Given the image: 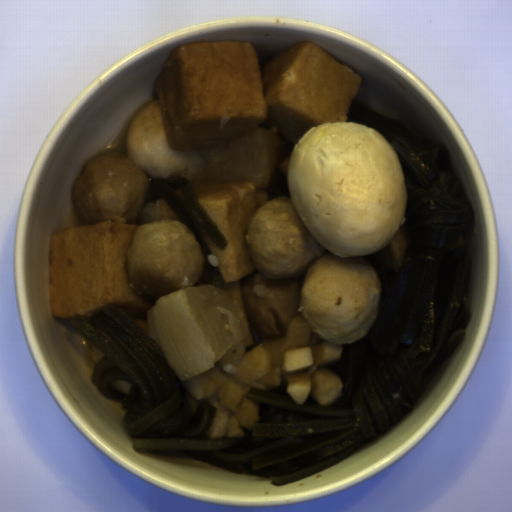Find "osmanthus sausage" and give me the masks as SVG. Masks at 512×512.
<instances>
[{"instance_id": "d35146e8", "label": "osmanthus sausage", "mask_w": 512, "mask_h": 512, "mask_svg": "<svg viewBox=\"0 0 512 512\" xmlns=\"http://www.w3.org/2000/svg\"><path fill=\"white\" fill-rule=\"evenodd\" d=\"M342 356L340 344L320 342L302 316L287 333L266 338L245 354L235 345L206 373L184 381L188 411L197 412L204 402L215 410L206 437L240 438L241 427L251 429L260 419L252 391L285 390L301 407L312 398L318 406L335 405L341 398V375L329 369Z\"/></svg>"}]
</instances>
